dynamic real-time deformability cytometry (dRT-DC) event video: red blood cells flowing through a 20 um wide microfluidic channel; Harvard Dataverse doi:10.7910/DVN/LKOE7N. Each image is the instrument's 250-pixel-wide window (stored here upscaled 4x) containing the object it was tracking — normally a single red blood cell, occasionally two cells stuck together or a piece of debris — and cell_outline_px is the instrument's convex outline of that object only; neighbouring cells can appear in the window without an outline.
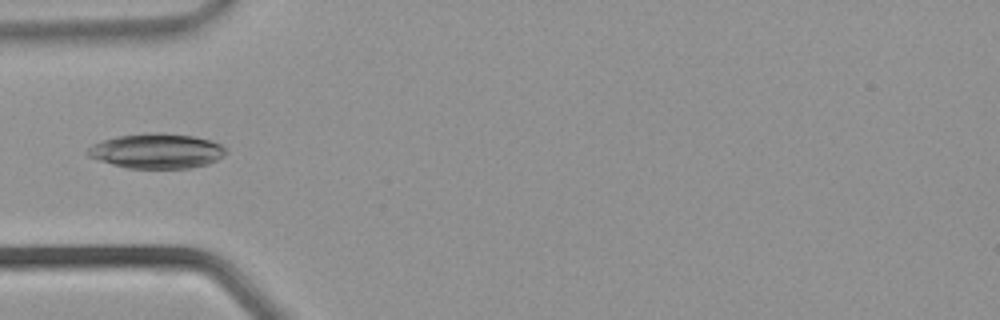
{"species": "common noctule bat (a hibernating species)", "species_latin": "Nyctalus noctula", "temperature_condition": "warm", "stored_images_in_passage": 35, "camera_frame_rate_fps": 3000, "um_per_image_px": 0.085, "animal": {"sex": "male", "body_mass_g": 21.5, "forearm_length_mm": 52.0}, "frame": {"image": 1, "passage_image": 11, "time_ms": 3.333, "image_size_px": [1000, 320], "cell_outline_px": [[228, 152], [224, 156], [208, 164], [192, 168], [128, 168], [112, 164], [88, 156], [84, 152], [92, 144], [116, 136], [148, 132], [164, 132], [192, 136], [212, 140], [228, 148]], "centroid_in_image_um": [13.36, 12.82], "position_along_channel_um": 71.6, "area_um2": 28.44}}
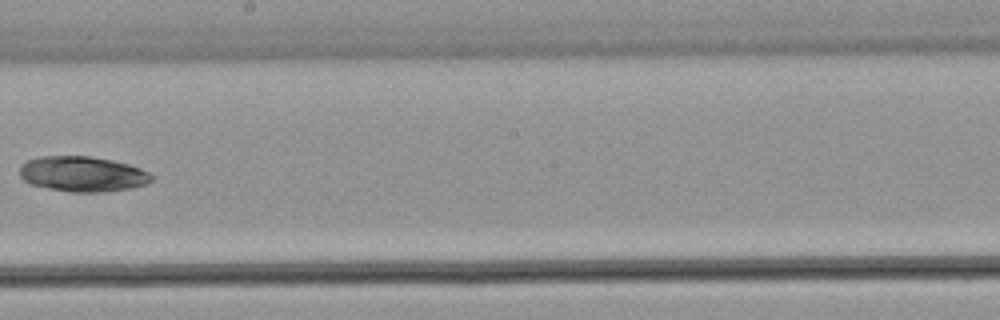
{"frame": {"image": 2, "passage_image": 20, "time_ms": 6.333, "image_size_px": [1000, 320], "cell_outline_px": [[152, 180], [144, 184], [132, 188], [104, 192], [72, 192], [32, 184], [24, 180], [20, 176], [20, 164], [28, 160], [40, 156], [92, 156], [112, 160], [128, 164], [140, 168], [148, 172], [152, 176]], "centroid_in_image_um": [7.02, 14.78], "position_along_channel_um": 241.2, "area_um2": 26.99}}
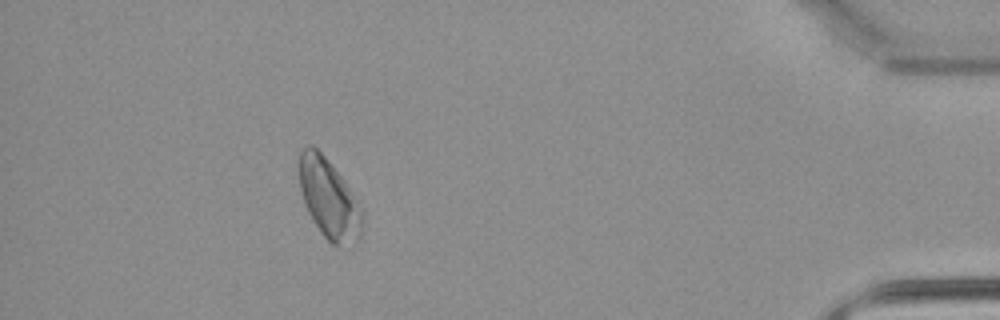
{"frame": {"image": 3, "passage_image": 32, "time_ms": 10.333, "image_size_px": [1000, 320], "cell_outline_px": [[364, 224], [360, 236], [356, 244], [352, 248], [332, 244], [320, 232], [312, 220], [304, 204], [300, 188], [296, 168], [296, 164], [300, 152], [308, 144], [312, 144], [324, 156], [340, 176], [356, 200], [360, 208]], "centroid_in_image_um": [27.92, 16.92], "position_along_channel_um": 407.3, "area_um2": 29.65}}